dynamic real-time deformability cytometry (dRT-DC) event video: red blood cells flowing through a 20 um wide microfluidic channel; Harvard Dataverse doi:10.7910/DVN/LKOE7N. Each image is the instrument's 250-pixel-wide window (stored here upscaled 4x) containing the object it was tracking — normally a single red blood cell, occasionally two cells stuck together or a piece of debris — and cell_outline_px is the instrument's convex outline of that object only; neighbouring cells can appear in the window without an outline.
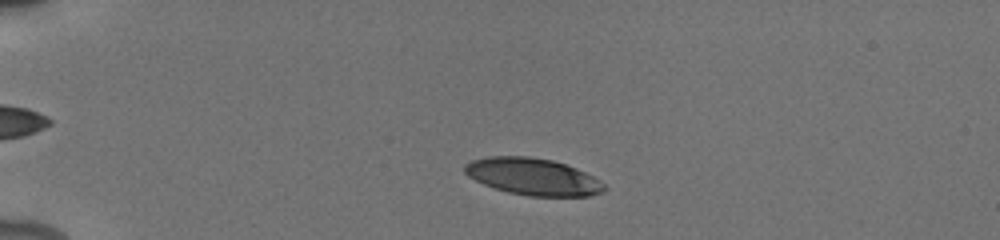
{"species": "human", "species_latin": "Homo sapiens", "temperature_condition": "cold", "stored_images_in_passage": 46, "camera_frame_rate_fps": 3000, "um_per_image_px": 0.085, "donor": {"sex": "male"}, "frame": {"image": 1, "passage_image": 6, "time_ms": 1.333, "image_size_px": [1000, 240], "cell_outline_px": [[608, 188], [600, 192], [588, 196], [528, 196], [508, 192], [484, 184], [468, 176], [464, 172], [464, 164], [472, 160], [488, 156], [528, 156], [552, 160], [576, 168], [600, 180]], "centroid_in_image_um": [45.28, 15.01], "position_along_channel_um": 39.7, "area_um2": 29.88}}
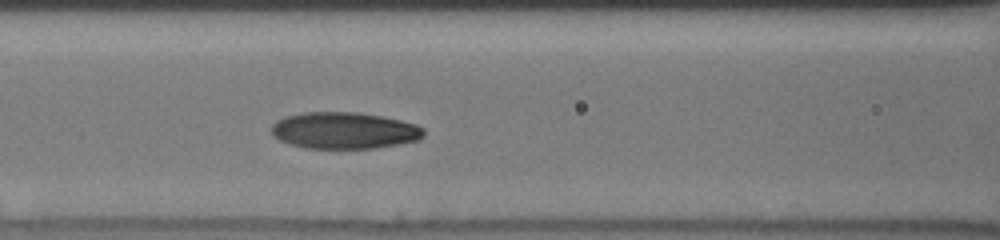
{"frame": {"image": 2, "passage_image": 21, "time_ms": 5.333, "image_size_px": [1000, 240], "cell_outline_px": [[424, 136], [420, 140], [400, 144], [376, 148], [304, 148], [280, 140], [272, 132], [272, 124], [276, 120], [284, 116], [304, 112], [356, 112], [380, 116], [400, 120], [416, 124], [424, 128]], "centroid_in_image_um": [29.29, 11.09], "position_along_channel_um": 137.3, "area_um2": 32.54}}
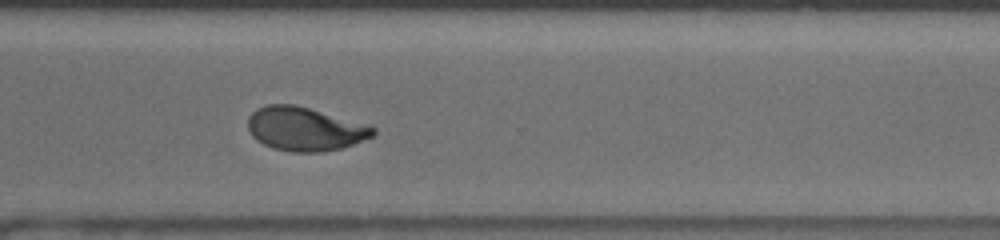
{"frame": {"image": 3, "passage_image": 40, "time_ms": 10.667, "image_size_px": [1000, 240], "cell_outline_px": [[376, 132], [372, 136], [344, 148], [324, 152], [292, 152], [272, 148], [256, 140], [252, 136], [248, 128], [248, 116], [256, 108], [268, 104], [292, 104], [372, 124], [376, 128]], "centroid_in_image_um": [25.94, 10.96], "position_along_channel_um": 344.7, "area_um2": 32.31}, "authors_computed_cell_mechanics": {"area_um2": 32.1368, "velocity_mm_per_s": 3.8937, "shape_relaxation_time_tau1_ms": 5.6041, "shape_relaxation_time_tau2_ms": 1.6303, "deformation_change_tau1": 0.2089, "deformation_change_tau2": 0.0667}}